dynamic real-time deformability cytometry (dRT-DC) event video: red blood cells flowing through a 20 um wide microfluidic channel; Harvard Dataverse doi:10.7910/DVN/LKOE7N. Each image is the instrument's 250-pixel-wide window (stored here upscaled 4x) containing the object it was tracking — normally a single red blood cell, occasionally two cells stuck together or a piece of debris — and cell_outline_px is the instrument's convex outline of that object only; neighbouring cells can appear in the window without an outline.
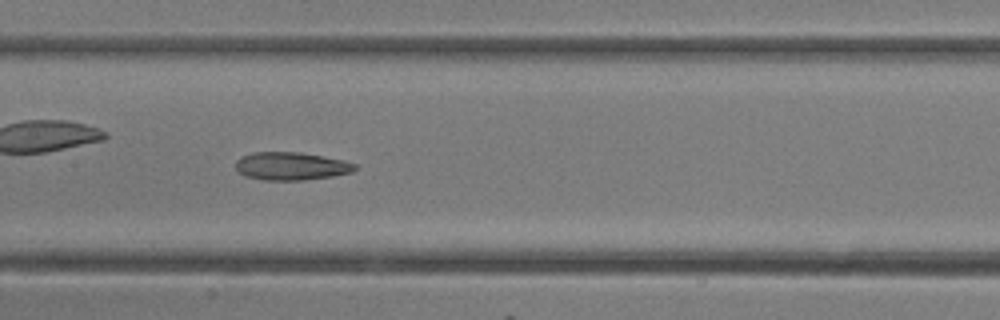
{"species": "common noctule bat (a hibernating species)", "species_latin": "Nyctalus noctula", "temperature_condition": "room temperature", "stored_images_in_passage": 18, "camera_frame_rate_fps": 3000, "um_per_image_px": 0.085, "animal": {"sex": "female"}, "frame": {"image": 1, "passage_image": 13, "time_ms": 4.0, "image_size_px": [1000, 320], "cell_outline_px": [[356, 168], [352, 172], [332, 176], [304, 180], [264, 180], [244, 176], [236, 168], [236, 160], [240, 156], [252, 152], [300, 152], [344, 160], [356, 164]], "centroid_in_image_um": [24.73, 14.11], "position_along_channel_um": 182.7, "area_um2": 19.48}}